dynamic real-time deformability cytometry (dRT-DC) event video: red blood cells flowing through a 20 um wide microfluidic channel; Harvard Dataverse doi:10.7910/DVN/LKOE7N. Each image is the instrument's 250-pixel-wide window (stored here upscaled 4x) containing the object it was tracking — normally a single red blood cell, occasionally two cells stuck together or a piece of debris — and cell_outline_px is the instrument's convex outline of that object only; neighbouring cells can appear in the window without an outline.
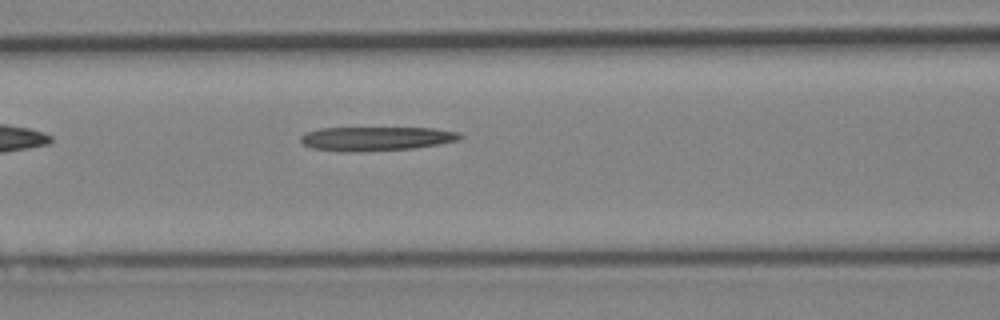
{"species": "Egyptian fruit bat (a non-hibernating species)", "species_latin": "Rousettus aegyptiacus", "temperature_condition": "cold", "stored_images_in_passage": 6, "camera_frame_rate_fps": 3000, "um_per_image_px": 0.085, "animal": {"sex": "female"}, "frame": {"image": 1, "passage_image": 6, "time_ms": 5.667, "image_size_px": [1000, 320], "cell_outline_px": [[464, 136], [460, 140], [440, 144], [416, 148], [348, 152], [340, 152], [312, 148], [304, 144], [300, 140], [300, 136], [304, 132], [320, 128], [432, 128], [460, 132]], "centroid_in_image_um": [31.98, 11.78], "position_along_channel_um": 134.6, "area_um2": 22.54}}